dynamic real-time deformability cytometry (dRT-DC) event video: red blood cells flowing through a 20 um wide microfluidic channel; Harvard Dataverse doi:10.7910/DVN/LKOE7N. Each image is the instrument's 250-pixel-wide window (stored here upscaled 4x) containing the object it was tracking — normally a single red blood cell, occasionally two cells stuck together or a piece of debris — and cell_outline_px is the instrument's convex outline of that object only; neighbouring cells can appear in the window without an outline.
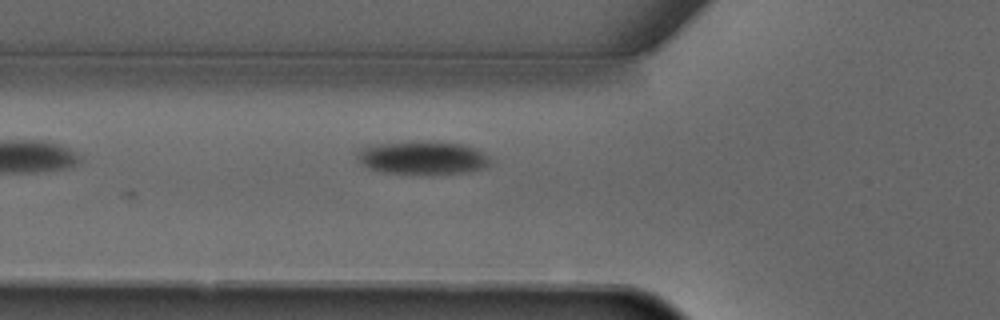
{"species": "common noctule bat (a hibernating species)", "species_latin": "Nyctalus noctula", "temperature_condition": "warm", "stored_images_in_passage": 5, "camera_frame_rate_fps": 3000, "um_per_image_px": 0.085, "animal": {"sex": "male", "forearm_length_mm": 52.5}, "frame": {"image": 1, "passage_image": 5, "time_ms": 4.667, "image_size_px": [1000, 320], "cell_outline_px": [[492, 164], [488, 168], [468, 172], [380, 172], [368, 168], [356, 160], [356, 148], [364, 144], [404, 140], [436, 140], [468, 144], [484, 152], [492, 160]], "centroid_in_image_um": [35.88, 13.33], "position_along_channel_um": 89.9, "area_um2": 26.88}}